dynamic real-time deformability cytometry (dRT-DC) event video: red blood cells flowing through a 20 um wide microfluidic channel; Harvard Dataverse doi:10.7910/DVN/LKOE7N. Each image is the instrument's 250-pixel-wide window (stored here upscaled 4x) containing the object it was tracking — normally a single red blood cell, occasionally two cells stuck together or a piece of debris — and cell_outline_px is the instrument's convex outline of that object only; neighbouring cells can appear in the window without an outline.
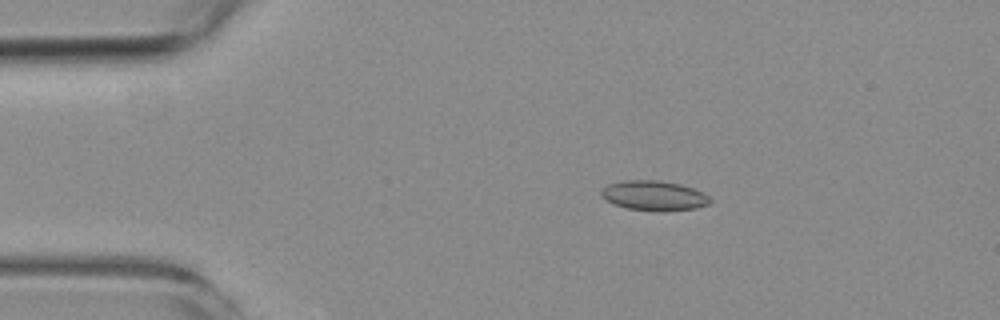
{"species": "common noctule bat (a hibernating species)", "species_latin": "Nyctalus noctula", "temperature_condition": "room temperature", "stored_images_in_passage": 3, "camera_frame_rate_fps": 3000, "um_per_image_px": 0.085, "animal": {"sex": "female", "body_mass_g": 19.3, "forearm_length_mm": 54.1}, "frame": {"image": 1, "passage_image": 1, "time_ms": 0.0, "image_size_px": [1000, 320], "cell_outline_px": [[712, 200], [708, 204], [696, 208], [664, 212], [628, 208], [612, 204], [604, 200], [600, 196], [600, 188], [608, 184], [628, 180], [656, 180], [680, 184], [704, 192]], "centroid_in_image_um": [55.55, 16.63], "position_along_channel_um": 29.4, "area_um2": 19.13}}